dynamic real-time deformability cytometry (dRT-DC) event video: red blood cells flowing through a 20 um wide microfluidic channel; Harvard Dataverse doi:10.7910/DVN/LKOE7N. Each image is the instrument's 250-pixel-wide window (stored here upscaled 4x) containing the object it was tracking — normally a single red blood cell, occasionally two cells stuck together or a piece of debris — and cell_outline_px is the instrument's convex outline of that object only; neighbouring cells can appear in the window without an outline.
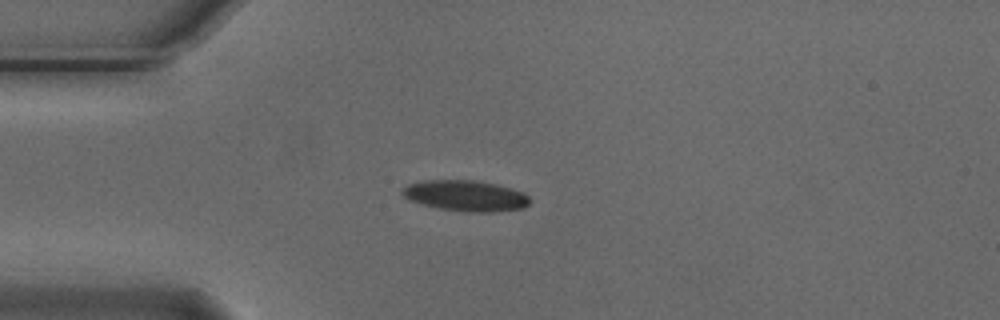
{"species": "Egyptian fruit bat (a non-hibernating species)", "species_latin": "Rousettus aegyptiacus", "temperature_condition": "cold", "stored_images_in_passage": 1, "camera_frame_rate_fps": 3000, "um_per_image_px": 0.085, "animal": {"sex": "male"}, "frame": {"image": 1, "passage_image": 1, "time_ms": 0.0, "image_size_px": [1000, 320], "cell_outline_px": [[528, 204], [524, 208], [492, 212], [464, 212], [440, 208], [420, 204], [408, 200], [400, 192], [400, 188], [408, 184], [424, 180], [472, 180], [492, 184], [524, 192], [528, 196]], "centroid_in_image_um": [39.5, 16.64], "position_along_channel_um": 45.5, "area_um2": 22.83}}